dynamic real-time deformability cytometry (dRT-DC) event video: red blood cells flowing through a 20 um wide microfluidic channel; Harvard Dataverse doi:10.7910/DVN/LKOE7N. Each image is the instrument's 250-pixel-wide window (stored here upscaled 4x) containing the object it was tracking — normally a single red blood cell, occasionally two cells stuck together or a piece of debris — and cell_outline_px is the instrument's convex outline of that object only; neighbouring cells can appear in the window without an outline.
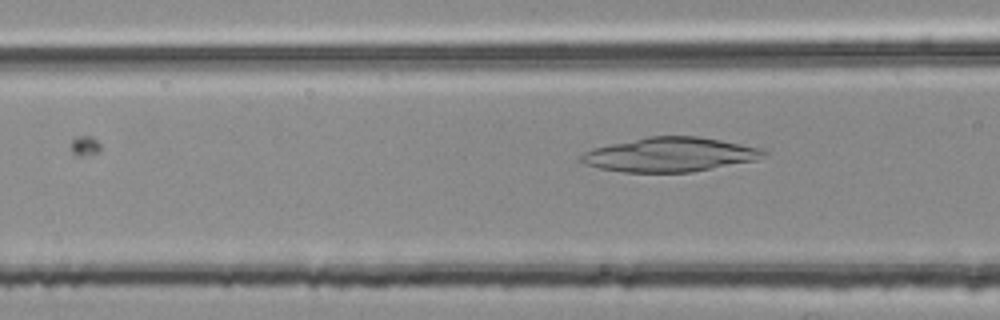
{"species": "common noctule bat (a hibernating species)", "species_latin": "Nyctalus noctula", "temperature_condition": "room temperature", "stored_images_in_passage": 6, "camera_frame_rate_fps": 3000, "um_per_image_px": 0.085, "animal": {"sex": "female", "body_mass_g": 25.1}, "frame": {"image": 1, "passage_image": 6, "time_ms": 1.667, "image_size_px": [1000, 320], "cell_outline_px": [[768, 152], [756, 160], [692, 172], [624, 172], [600, 168], [584, 164], [576, 160], [584, 152], [596, 148], [612, 144], [648, 136], [696, 136], [720, 140], [760, 148]], "centroid_in_image_um": [56.92, 13.15], "position_along_channel_um": 109.7, "area_um2": 36.13}}